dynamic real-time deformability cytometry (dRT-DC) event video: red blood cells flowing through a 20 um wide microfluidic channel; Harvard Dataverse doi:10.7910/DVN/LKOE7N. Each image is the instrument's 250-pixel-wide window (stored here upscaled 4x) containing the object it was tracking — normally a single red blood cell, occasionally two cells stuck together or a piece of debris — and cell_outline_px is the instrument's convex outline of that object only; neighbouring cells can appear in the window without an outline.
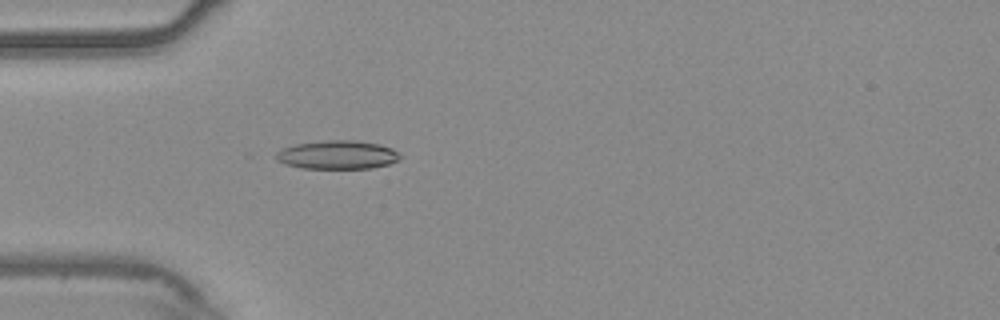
{"species": "common noctule bat (a hibernating species)", "species_latin": "Nyctalus noctula", "temperature_condition": "warm", "stored_images_in_passage": 55, "camera_frame_rate_fps": 3000, "um_per_image_px": 0.085, "animal": {"sex": "male", "body_mass_g": 20.4}, "frame": {"image": 1, "passage_image": 17, "time_ms": 5.333, "image_size_px": [1000, 320], "cell_outline_px": [[404, 156], [388, 164], [372, 168], [300, 168], [284, 164], [276, 160], [276, 152], [280, 148], [296, 144], [324, 140], [352, 140], [380, 144], [392, 148]], "centroid_in_image_um": [28.66, 13.15], "position_along_channel_um": 56.3, "area_um2": 20.81}}
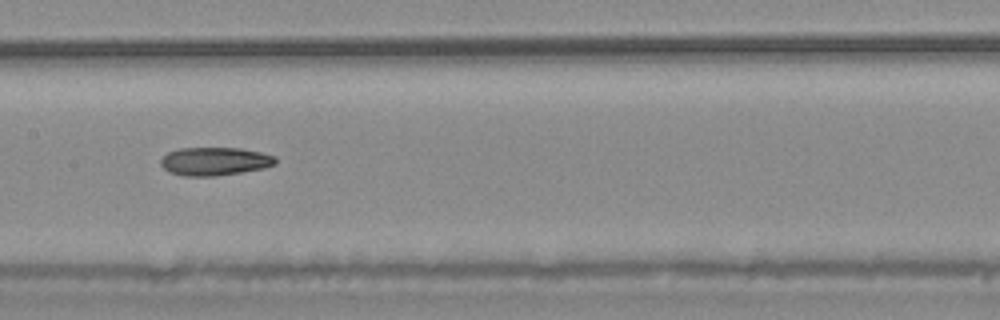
{"frame": {"image": 2, "passage_image": 28, "time_ms": 9.0, "image_size_px": [1000, 320], "cell_outline_px": [[276, 164], [264, 168], [216, 176], [184, 176], [168, 172], [160, 164], [160, 160], [168, 152], [180, 148], [240, 148], [260, 152], [276, 156]], "centroid_in_image_um": [18.24, 13.71], "position_along_channel_um": 189.2, "area_um2": 18.9}}
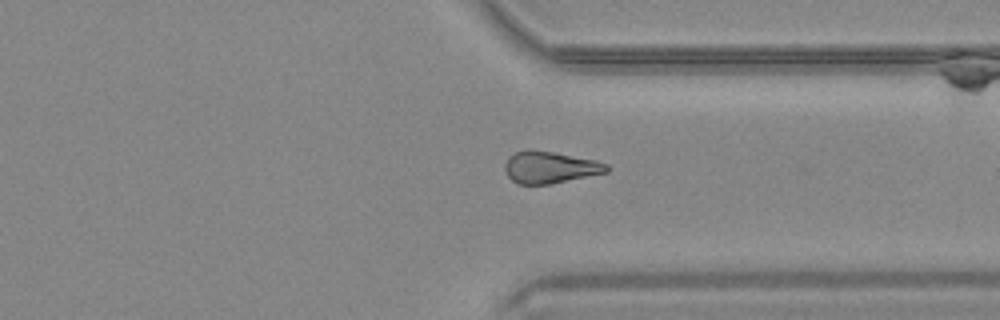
{"frame": {"image": 3, "passage_image": 42, "time_ms": 13.667, "image_size_px": [1000, 320], "cell_outline_px": [[608, 172], [548, 184], [516, 184], [508, 176], [504, 168], [504, 164], [508, 156], [516, 152], [528, 148], [552, 152], [596, 160], [608, 164]], "centroid_in_image_um": [46.71, 14.21], "position_along_channel_um": 364.7, "area_um2": 18.9}}